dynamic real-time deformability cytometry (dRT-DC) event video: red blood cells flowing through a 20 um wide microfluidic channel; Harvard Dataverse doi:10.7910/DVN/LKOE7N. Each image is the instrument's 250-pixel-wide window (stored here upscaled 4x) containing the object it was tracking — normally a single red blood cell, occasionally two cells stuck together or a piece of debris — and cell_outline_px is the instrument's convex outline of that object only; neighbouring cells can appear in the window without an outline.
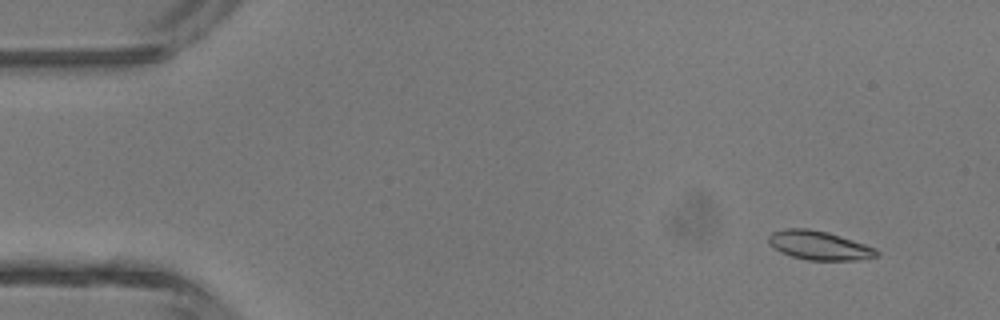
{"species": "common noctule bat (a hibernating species)", "species_latin": "Nyctalus noctula", "temperature_condition": "room temperature", "stored_images_in_passage": 3, "camera_frame_rate_fps": 3000, "um_per_image_px": 0.085, "animal": {"sex": "male", "body_mass_g": 13.3}, "frame": {"image": 1, "passage_image": 1, "time_ms": 0.0, "image_size_px": [1000, 320], "cell_outline_px": [[880, 256], [856, 260], [808, 260], [792, 256], [780, 252], [768, 240], [768, 236], [772, 232], [788, 228], [808, 228], [828, 232], [876, 248], [880, 252]], "centroid_in_image_um": [69.66, 20.86], "position_along_channel_um": 15.3, "area_um2": 18.09}}